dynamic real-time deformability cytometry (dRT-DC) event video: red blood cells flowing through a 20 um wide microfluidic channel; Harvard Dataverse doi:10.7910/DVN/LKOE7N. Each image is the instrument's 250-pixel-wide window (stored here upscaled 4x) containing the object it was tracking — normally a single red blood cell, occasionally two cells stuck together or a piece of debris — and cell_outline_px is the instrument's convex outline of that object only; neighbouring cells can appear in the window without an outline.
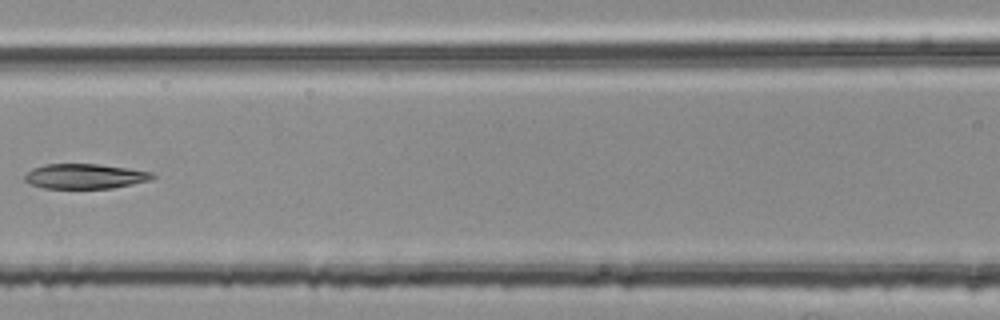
{"species": "common noctule bat (a hibernating species)", "species_latin": "Nyctalus noctula", "temperature_condition": "room temperature", "stored_images_in_passage": 6, "camera_frame_rate_fps": 3000, "um_per_image_px": 0.085, "animal": {"sex": "female", "body_mass_g": 25.1}, "frame": {"image": 1, "passage_image": 6, "time_ms": 1.667, "image_size_px": [1000, 320], "cell_outline_px": [[156, 176], [152, 180], [112, 188], [44, 188], [28, 184], [24, 180], [24, 176], [32, 168], [44, 164], [100, 164], [156, 172]], "centroid_in_image_um": [7.25, 14.98], "position_along_channel_um": 159.4, "area_um2": 18.79}}